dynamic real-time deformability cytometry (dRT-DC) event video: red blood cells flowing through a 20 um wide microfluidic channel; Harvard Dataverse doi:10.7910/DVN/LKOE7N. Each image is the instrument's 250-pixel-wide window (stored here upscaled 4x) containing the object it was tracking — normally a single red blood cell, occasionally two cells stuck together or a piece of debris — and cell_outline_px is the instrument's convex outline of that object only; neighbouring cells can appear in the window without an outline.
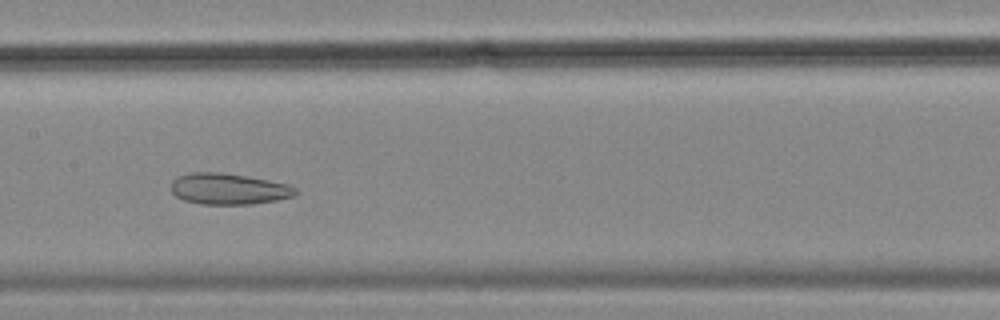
{"species": "common noctule bat (a hibernating species)", "species_latin": "Nyctalus noctula", "temperature_condition": "cold", "stored_images_in_passage": 56, "camera_frame_rate_fps": 3000, "um_per_image_px": 0.085, "animal": {"sex": "female", "body_mass_g": 18.4}, "frame": {"image": 1, "passage_image": 28, "time_ms": 9.0, "image_size_px": [1000, 320], "cell_outline_px": [[296, 196], [276, 200], [252, 204], [200, 204], [184, 200], [176, 196], [172, 192], [172, 180], [176, 176], [192, 172], [220, 172], [268, 180], [288, 184], [296, 188]], "centroid_in_image_um": [19.42, 16.05], "position_along_channel_um": 188.0, "area_um2": 22.54}}
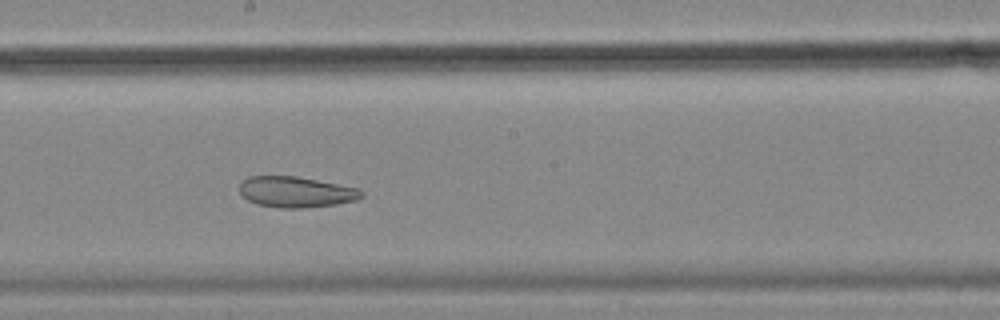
{"frame": {"image": 2, "passage_image": 31, "time_ms": 10.0, "image_size_px": [1000, 320], "cell_outline_px": [[364, 196], [356, 200], [336, 204], [304, 208], [280, 208], [256, 204], [248, 200], [240, 192], [240, 180], [248, 176], [296, 176], [360, 188], [364, 192]], "centroid_in_image_um": [25.16, 16.31], "position_along_channel_um": 223.0, "area_um2": 22.08}}
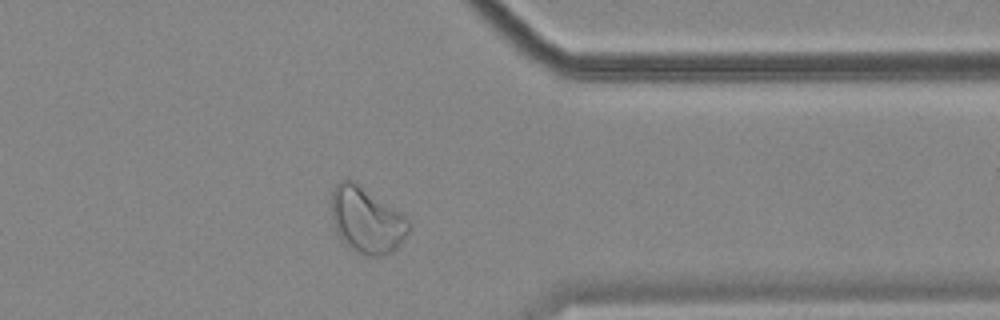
{"frame": {"image": 3, "passage_image": 45, "time_ms": 14.667, "image_size_px": [1000, 320], "cell_outline_px": [[412, 228], [400, 244], [392, 252], [384, 256], [368, 256], [352, 248], [340, 240], [336, 232], [332, 216], [332, 192], [336, 184], [340, 180], [356, 180], [400, 212], [412, 224]], "centroid_in_image_um": [31.18, 18.69], "position_along_channel_um": 380.2, "area_um2": 29.94}}